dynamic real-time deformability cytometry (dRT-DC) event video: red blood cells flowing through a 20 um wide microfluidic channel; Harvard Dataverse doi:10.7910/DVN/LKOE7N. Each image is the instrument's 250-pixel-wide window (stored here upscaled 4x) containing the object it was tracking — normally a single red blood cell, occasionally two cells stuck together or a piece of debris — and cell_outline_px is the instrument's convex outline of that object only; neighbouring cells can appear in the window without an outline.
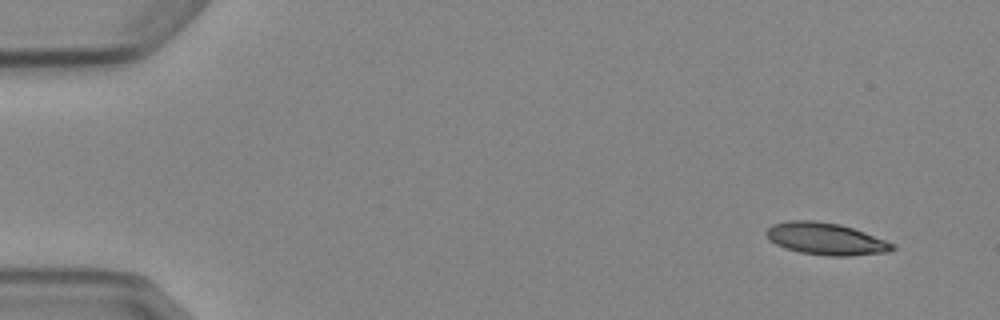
{"species": "Egyptian fruit bat (a non-hibernating species)", "species_latin": "Rousettus aegyptiacus", "temperature_condition": "cold", "stored_images_in_passage": 6, "camera_frame_rate_fps": 3000, "um_per_image_px": 0.085, "animal": {"sex": "female"}, "frame": {"image": 1, "passage_image": 1, "time_ms": 0.0, "image_size_px": [1000, 320], "cell_outline_px": [[896, 248], [888, 252], [848, 256], [828, 256], [800, 252], [784, 248], [768, 240], [764, 232], [772, 224], [788, 220], [816, 220], [840, 224], [864, 232], [896, 244]], "centroid_in_image_um": [70.17, 20.3], "position_along_channel_um": 14.8, "area_um2": 23.76}}
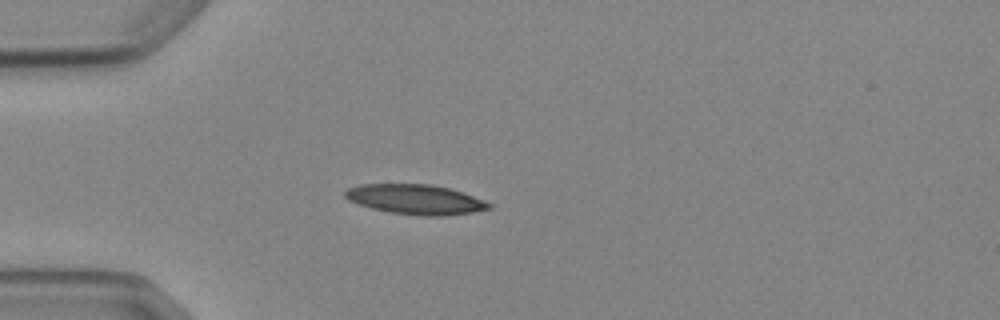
{"frame": {"image": 2, "passage_image": 4, "time_ms": 3.667, "image_size_px": [1000, 320], "cell_outline_px": [[492, 208], [472, 212], [444, 216], [424, 216], [392, 212], [372, 208], [348, 200], [344, 196], [344, 192], [348, 188], [360, 184], [432, 184], [464, 192], [484, 200], [492, 204]], "centroid_in_image_um": [35.34, 16.94], "position_along_channel_um": 49.7, "area_um2": 24.97}}
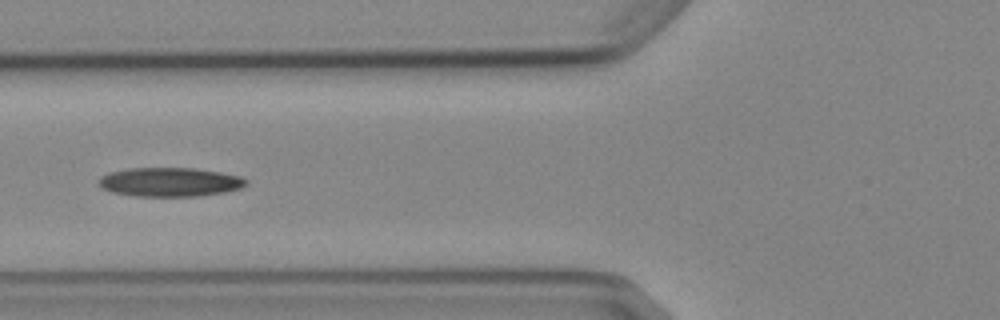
{"frame": {"image": 3, "passage_image": 6, "time_ms": 5.667, "image_size_px": [1000, 320], "cell_outline_px": [[248, 184], [240, 188], [224, 192], [200, 196], [136, 196], [112, 192], [96, 184], [100, 176], [108, 172], [128, 168], [192, 168], [220, 172], [240, 176], [248, 180]], "centroid_in_image_um": [14.42, 15.47], "position_along_channel_um": 111.4, "area_um2": 25.03}}